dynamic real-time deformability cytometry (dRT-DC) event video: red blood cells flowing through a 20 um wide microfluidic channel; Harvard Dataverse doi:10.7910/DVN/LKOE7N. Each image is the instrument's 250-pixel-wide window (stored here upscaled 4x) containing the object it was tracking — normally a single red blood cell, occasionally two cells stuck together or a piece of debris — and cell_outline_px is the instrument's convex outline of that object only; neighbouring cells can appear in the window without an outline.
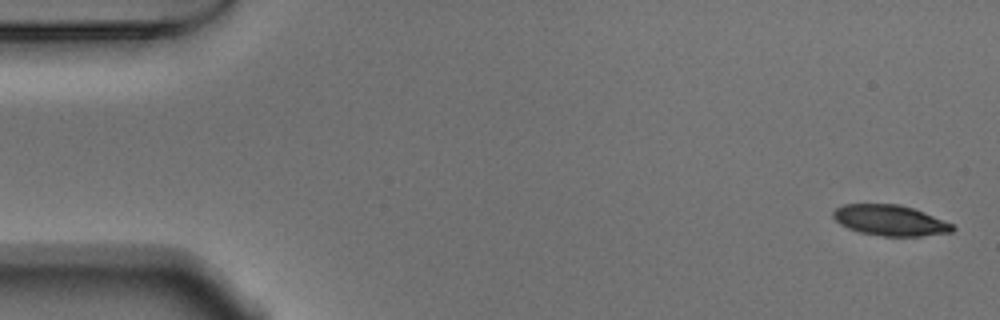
{"species": "Egyptian fruit bat (a non-hibernating species)", "species_latin": "Rousettus aegyptiacus", "temperature_condition": "warm", "stored_images_in_passage": 53, "camera_frame_rate_fps": 3000, "um_per_image_px": 0.085, "animal": {"sex": "male"}, "frame": {"image": 1, "passage_image": 1, "time_ms": 0.0, "image_size_px": [1000, 320], "cell_outline_px": [[956, 228], [952, 232], [920, 236], [880, 236], [860, 232], [848, 228], [840, 224], [832, 216], [832, 212], [836, 208], [844, 204], [900, 204], [924, 212], [952, 224]], "centroid_in_image_um": [75.64, 18.73], "position_along_channel_um": 9.4, "area_um2": 21.27}}
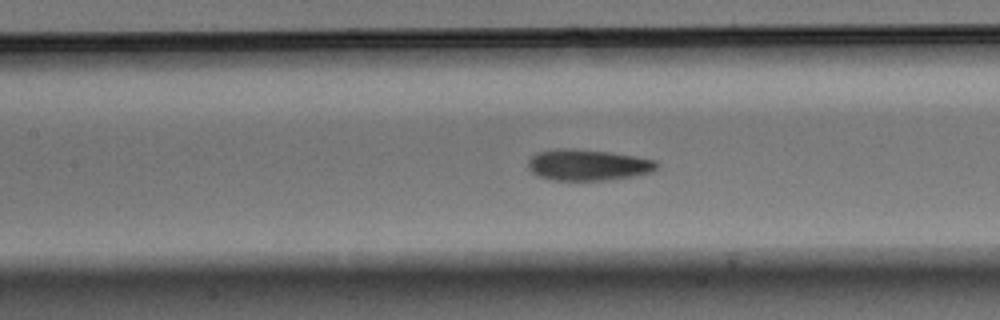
{"frame": {"image": 2, "passage_image": 23, "time_ms": 7.333, "image_size_px": [1000, 320], "cell_outline_px": [[660, 164], [652, 172], [632, 176], [604, 180], [552, 180], [536, 176], [528, 168], [528, 160], [536, 152], [556, 148], [572, 148], [612, 152], [636, 156], [656, 160]], "centroid_in_image_um": [49.95, 14.01], "position_along_channel_um": 157.4, "area_um2": 23.64}}
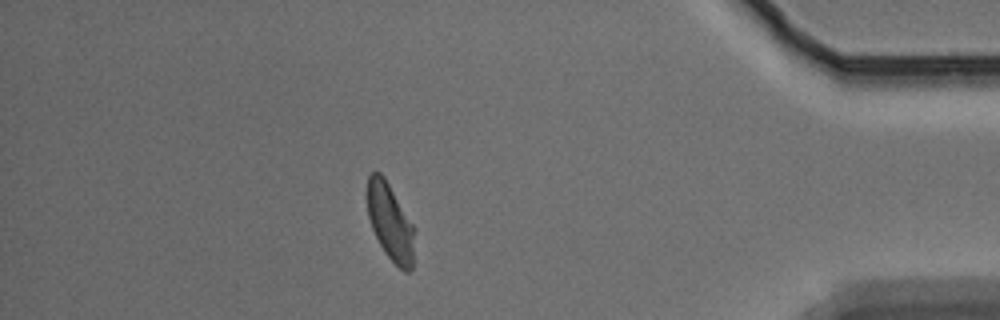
{"frame": {"image": 3, "passage_image": 46, "time_ms": 15.0, "image_size_px": [1000, 320], "cell_outline_px": [[416, 228], [412, 268], [408, 272], [404, 272], [384, 252], [372, 228], [368, 216], [368, 176], [372, 172], [380, 172], [384, 176]], "centroid_in_image_um": [33.21, 18.89], "position_along_channel_um": 402.0, "area_um2": 21.21}, "authors_computed_cell_mechanics": {"area_um2": 22.4842, "velocity_mm_per_s": 3.7481, "shape_relaxation_time_tau1_ms": 3.4802, "shape_relaxation_time_tau2_ms": 1.8438, "deformation_change_tau1": 0.1212, "deformation_change_tau2": 0.0767}}